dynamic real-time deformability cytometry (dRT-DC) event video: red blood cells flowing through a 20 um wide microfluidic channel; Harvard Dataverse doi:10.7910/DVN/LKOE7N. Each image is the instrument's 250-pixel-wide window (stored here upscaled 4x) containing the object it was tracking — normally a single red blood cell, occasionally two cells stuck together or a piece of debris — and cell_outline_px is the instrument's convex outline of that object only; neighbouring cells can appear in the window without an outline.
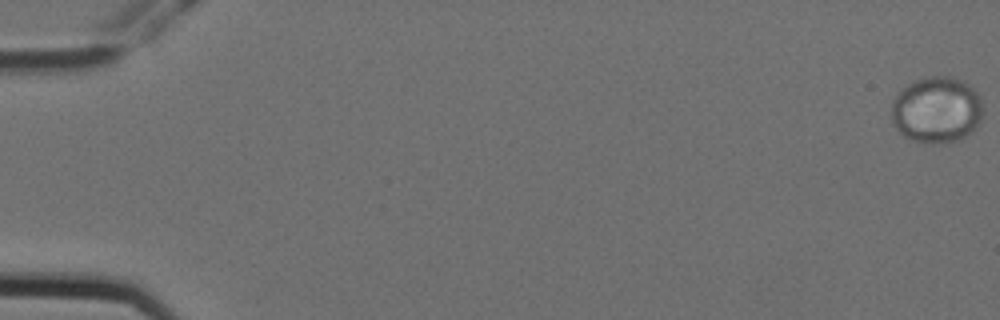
{"species": "Egyptian fruit bat (a non-hibernating species)", "species_latin": "Rousettus aegyptiacus", "temperature_condition": "cold", "stored_images_in_passage": 6, "camera_frame_rate_fps": 3000, "um_per_image_px": 0.085, "animal": {"sex": "female"}, "frame": {"image": 1, "passage_image": 1, "time_ms": 0.0, "image_size_px": [1000, 320], "cell_outline_px": [[980, 120], [976, 128], [960, 140], [932, 144], [912, 140], [904, 136], [892, 124], [892, 100], [908, 84], [916, 80], [928, 76], [948, 76], [960, 80], [968, 84], [980, 96]], "centroid_in_image_um": [79.59, 9.35], "position_along_channel_um": 5.4, "area_um2": 35.14}}
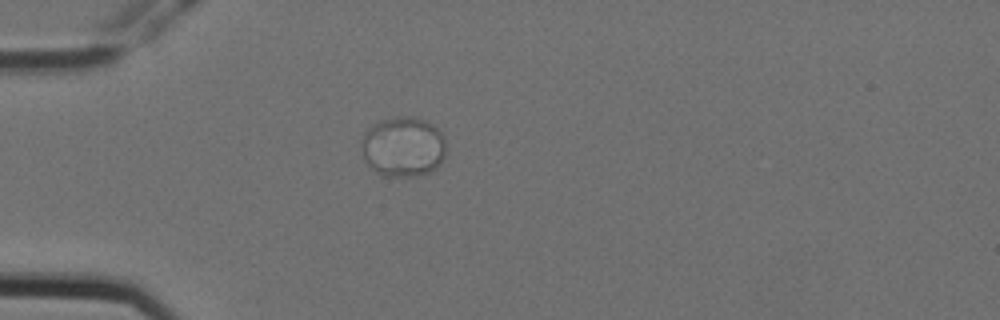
{"frame": {"image": 2, "passage_image": 5, "time_ms": 1.333, "image_size_px": [1000, 320], "cell_outline_px": [[444, 156], [440, 164], [436, 168], [428, 172], [416, 176], [380, 176], [368, 164], [364, 156], [364, 132], [372, 124], [380, 120], [396, 116], [416, 116], [432, 124], [440, 132], [444, 140]], "centroid_in_image_um": [34.28, 12.46], "position_along_channel_um": 50.7, "area_um2": 29.42}}